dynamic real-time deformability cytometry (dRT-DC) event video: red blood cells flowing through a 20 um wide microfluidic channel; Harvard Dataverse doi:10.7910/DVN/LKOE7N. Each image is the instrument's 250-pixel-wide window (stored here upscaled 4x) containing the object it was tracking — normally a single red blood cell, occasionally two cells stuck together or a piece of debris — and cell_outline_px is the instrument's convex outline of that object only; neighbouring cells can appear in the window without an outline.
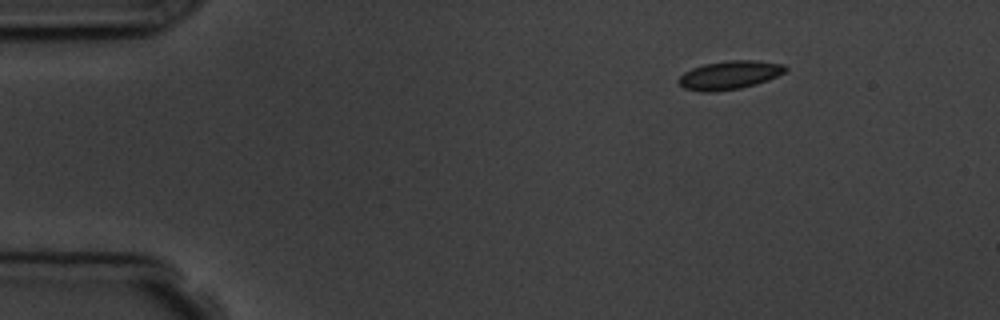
{"species": "common noctule bat (a hibernating species)", "species_latin": "Nyctalus noctula", "temperature_condition": "room temperature", "stored_images_in_passage": 6, "camera_frame_rate_fps": 3000, "um_per_image_px": 0.085, "animal": {"sex": "male", "body_mass_g": 19.5, "forearm_length_mm": 54.6}, "frame": {"image": 1, "passage_image": 1, "time_ms": 0.0, "image_size_px": [1000, 320], "cell_outline_px": [[788, 68], [784, 72], [768, 80], [756, 84], [740, 88], [712, 92], [700, 92], [684, 88], [676, 80], [684, 72], [692, 68], [704, 64], [728, 60], [760, 60], [784, 64]], "centroid_in_image_um": [62.0, 6.37], "position_along_channel_um": 23.0, "area_um2": 17.86}}
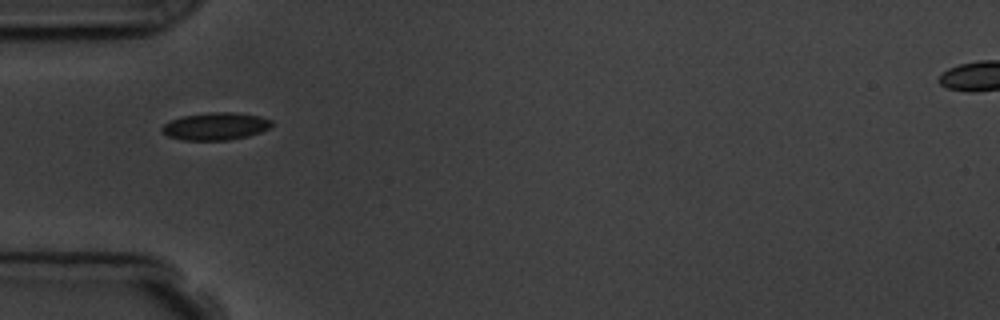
{"frame": {"image": 2, "passage_image": 4, "time_ms": 3.333, "image_size_px": [1000, 320], "cell_outline_px": [[272, 124], [268, 128], [260, 132], [248, 136], [228, 140], [180, 140], [168, 136], [160, 128], [164, 124], [172, 120], [184, 116], [208, 112], [232, 112], [260, 116], [272, 120]], "centroid_in_image_um": [18.32, 10.73], "position_along_channel_um": 66.7, "area_um2": 17.46}}